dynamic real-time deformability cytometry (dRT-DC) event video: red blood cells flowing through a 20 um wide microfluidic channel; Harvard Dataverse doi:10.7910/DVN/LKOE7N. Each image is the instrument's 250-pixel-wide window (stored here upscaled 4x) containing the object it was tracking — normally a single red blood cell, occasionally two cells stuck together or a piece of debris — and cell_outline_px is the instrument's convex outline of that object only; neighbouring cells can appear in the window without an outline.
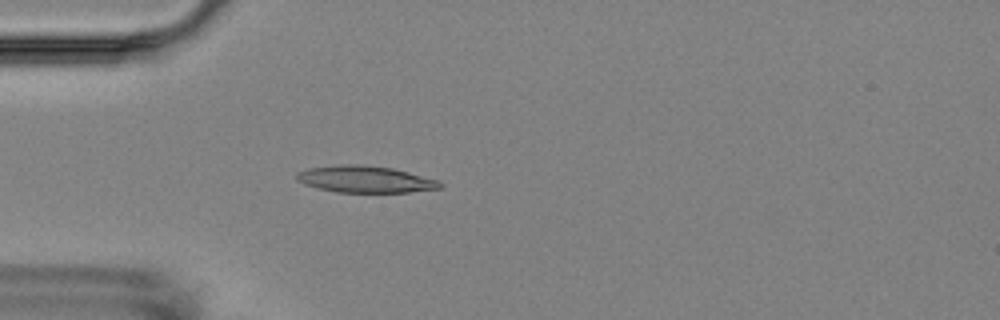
{"species": "Egyptian fruit bat (a non-hibernating species)", "species_latin": "Rousettus aegyptiacus", "temperature_condition": "room temperature", "stored_images_in_passage": 4, "camera_frame_rate_fps": 3000, "um_per_image_px": 0.085, "animal": {"sex": "female"}, "frame": {"image": 1, "passage_image": 4, "time_ms": 4.667, "image_size_px": [1000, 320], "cell_outline_px": [[444, 184], [440, 188], [408, 192], [336, 192], [316, 188], [304, 184], [296, 180], [296, 172], [308, 168], [340, 164], [360, 164], [392, 168], [440, 180]], "centroid_in_image_um": [31.02, 15.23], "position_along_channel_um": 54.0, "area_um2": 22.48}}